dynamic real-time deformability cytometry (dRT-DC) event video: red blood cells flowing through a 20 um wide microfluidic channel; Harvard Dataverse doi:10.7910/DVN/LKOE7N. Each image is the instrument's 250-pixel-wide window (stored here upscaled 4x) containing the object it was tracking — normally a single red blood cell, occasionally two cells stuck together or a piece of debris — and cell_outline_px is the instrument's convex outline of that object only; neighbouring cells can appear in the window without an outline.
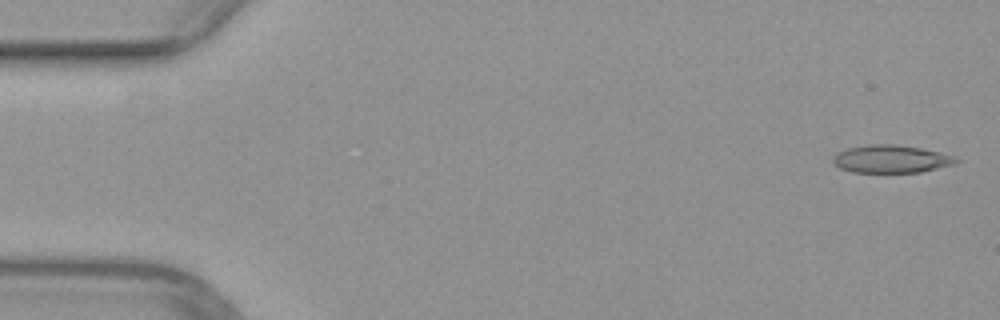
{"species": "common noctule bat (a hibernating species)", "species_latin": "Nyctalus noctula", "temperature_condition": "warm", "stored_images_in_passage": 35, "camera_frame_rate_fps": 3000, "um_per_image_px": 0.085, "animal": {"sex": "female", "body_mass_g": 29.2, "forearm_length_mm": 56.3}, "frame": {"image": 1, "passage_image": 2, "time_ms": 0.333, "image_size_px": [1000, 320], "cell_outline_px": [[960, 160], [956, 164], [920, 172], [852, 172], [840, 168], [832, 160], [832, 156], [836, 152], [848, 148], [868, 144], [892, 144], [920, 148], [940, 152], [952, 156]], "centroid_in_image_um": [75.73, 13.51], "position_along_channel_um": 9.3, "area_um2": 19.88}}
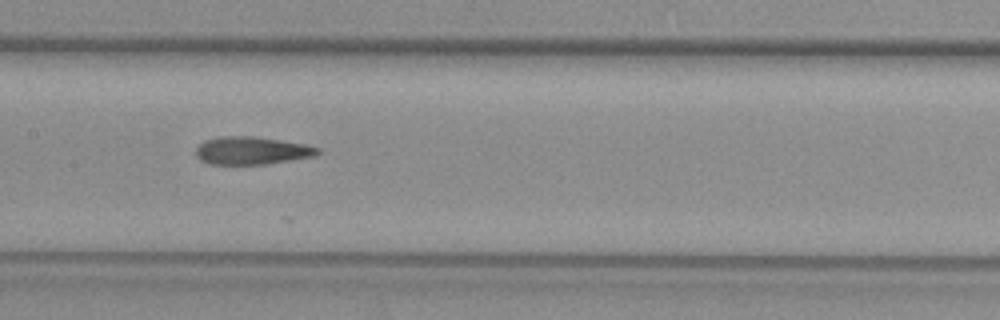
{"frame": {"image": 2, "passage_image": 25, "time_ms": 8.0, "image_size_px": [1000, 320], "cell_outline_px": [[320, 152], [316, 156], [264, 164], [208, 164], [200, 160], [196, 156], [196, 148], [204, 140], [220, 136], [252, 136], [280, 140], [304, 144], [320, 148]], "centroid_in_image_um": [21.38, 12.8], "position_along_channel_um": 186.0, "area_um2": 19.71}}
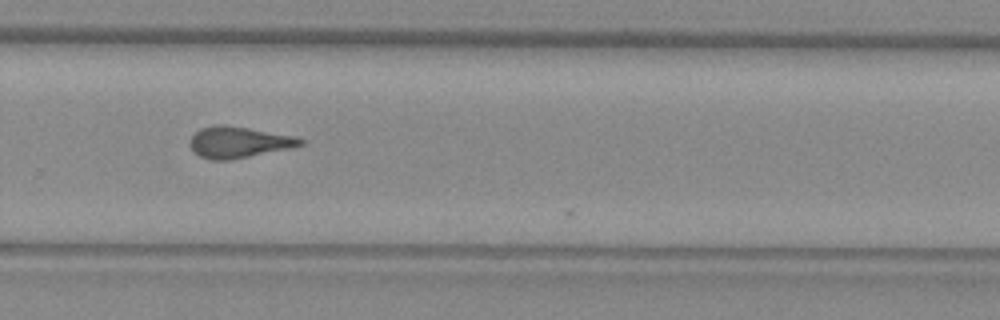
{"frame": {"image": 3, "passage_image": 34, "time_ms": 11.0, "image_size_px": [1000, 320], "cell_outline_px": [[304, 144], [292, 148], [228, 160], [212, 160], [200, 156], [192, 148], [192, 136], [200, 128], [212, 124], [224, 124], [248, 128], [292, 136], [304, 140]], "centroid_in_image_um": [20.29, 12.08], "position_along_channel_um": 309.5, "area_um2": 19.77}}